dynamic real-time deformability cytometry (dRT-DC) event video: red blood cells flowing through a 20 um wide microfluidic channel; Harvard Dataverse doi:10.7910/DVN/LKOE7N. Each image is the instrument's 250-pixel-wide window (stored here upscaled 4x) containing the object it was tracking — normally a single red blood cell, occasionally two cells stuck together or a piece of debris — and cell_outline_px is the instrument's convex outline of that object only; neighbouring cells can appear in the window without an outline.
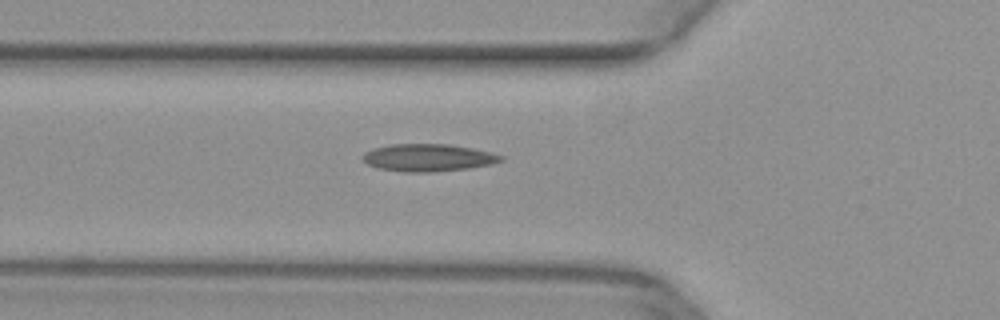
{"species": "common noctule bat (a hibernating species)", "species_latin": "Nyctalus noctula", "temperature_condition": "warm", "stored_images_in_passage": 35, "camera_frame_rate_fps": 3000, "um_per_image_px": 0.085, "animal": {"sex": "female", "body_mass_g": 29.2, "forearm_length_mm": 56.3}, "frame": {"image": 1, "passage_image": 2, "time_ms": 0.333, "image_size_px": [1000, 320], "cell_outline_px": [[504, 160], [492, 164], [468, 168], [432, 172], [404, 172], [376, 168], [368, 164], [364, 160], [364, 152], [372, 148], [392, 144], [448, 144], [472, 148], [492, 152], [504, 156]], "centroid_in_image_um": [36.41, 13.4], "position_along_channel_um": 89.4, "area_um2": 22.14}}
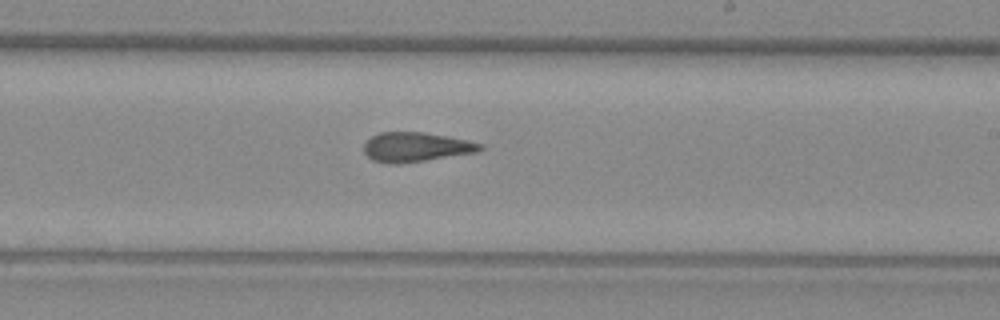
{"frame": {"image": 2, "passage_image": 14, "time_ms": 4.333, "image_size_px": [1000, 320], "cell_outline_px": [[484, 148], [476, 152], [400, 164], [388, 164], [372, 160], [364, 152], [364, 144], [372, 136], [380, 132], [424, 132], [448, 136], [484, 144]], "centroid_in_image_um": [35.34, 12.5], "position_along_channel_um": 253.7, "area_um2": 19.94}}
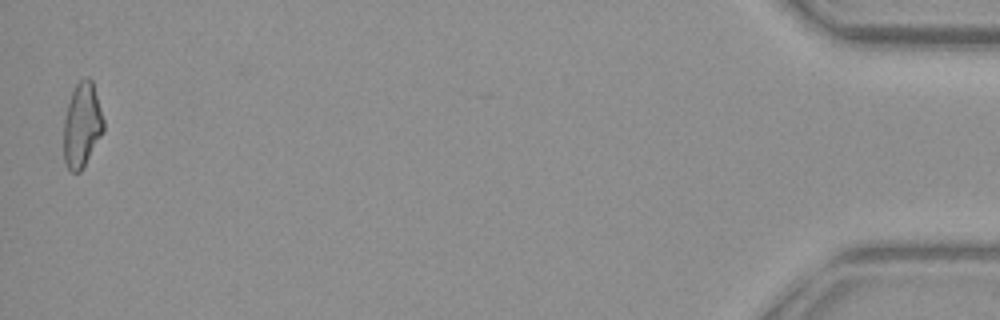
{"frame": {"image": 3, "passage_image": 34, "time_ms": 11.0, "image_size_px": [1000, 320], "cell_outline_px": [[104, 132], [80, 172], [72, 172], [64, 164], [64, 120], [68, 104], [72, 92], [76, 84], [84, 76], [88, 76], [92, 80], [104, 120]], "centroid_in_image_um": [6.98, 10.63], "position_along_channel_um": 428.2, "area_um2": 19.65}}